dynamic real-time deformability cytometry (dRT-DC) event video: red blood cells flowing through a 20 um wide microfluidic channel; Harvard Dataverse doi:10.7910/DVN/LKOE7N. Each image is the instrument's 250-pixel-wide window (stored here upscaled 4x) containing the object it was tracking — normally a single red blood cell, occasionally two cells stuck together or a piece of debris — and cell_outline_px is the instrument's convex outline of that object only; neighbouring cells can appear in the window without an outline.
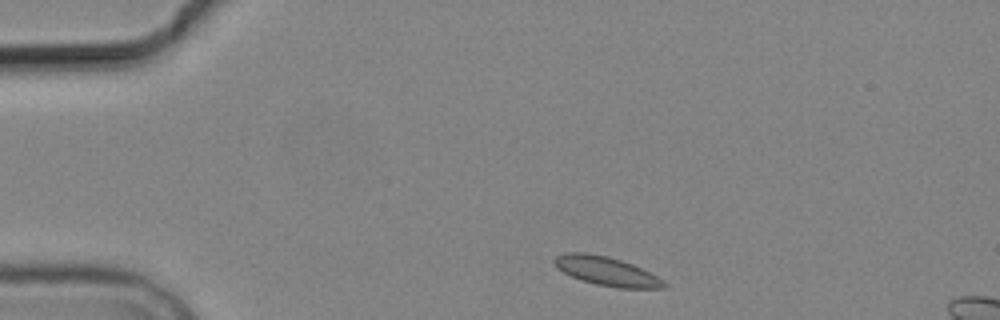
{"species": "common noctule bat (a hibernating species)", "species_latin": "Nyctalus noctula", "temperature_condition": "cold", "stored_images_in_passage": 3, "camera_frame_rate_fps": 3000, "um_per_image_px": 0.085, "animal": {"sex": "male", "body_mass_g": 19.2, "forearm_length_mm": 51.8}, "frame": {"image": 1, "passage_image": 1, "time_ms": 0.0, "image_size_px": [1000, 320], "cell_outline_px": [[668, 288], [616, 288], [596, 284], [580, 280], [556, 268], [552, 260], [556, 256], [568, 252], [588, 252], [608, 256], [632, 264], [656, 276], [668, 284]], "centroid_in_image_um": [51.53, 23.05], "position_along_channel_um": 33.5, "area_um2": 18.5}}